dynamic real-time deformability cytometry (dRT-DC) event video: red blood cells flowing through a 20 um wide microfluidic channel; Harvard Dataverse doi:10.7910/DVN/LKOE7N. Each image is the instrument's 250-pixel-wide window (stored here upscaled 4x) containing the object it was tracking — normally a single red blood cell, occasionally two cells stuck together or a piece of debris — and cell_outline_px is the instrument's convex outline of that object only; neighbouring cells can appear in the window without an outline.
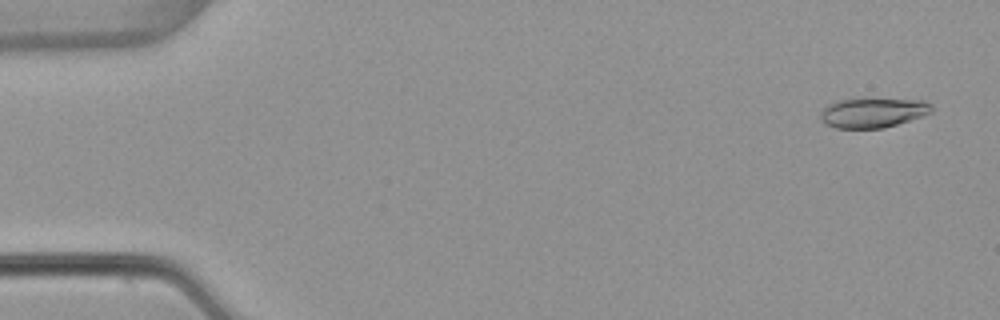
{"species": "common noctule bat (a hibernating species)", "species_latin": "Nyctalus noctula", "temperature_condition": "warm", "stored_images_in_passage": 54, "camera_frame_rate_fps": 3000, "um_per_image_px": 0.085, "animal": {"sex": "female", "body_mass_g": 22.7, "forearm_length_mm": 54.2}, "frame": {"image": 1, "passage_image": 3, "time_ms": 0.667, "image_size_px": [1000, 320], "cell_outline_px": [[932, 112], [924, 116], [884, 128], [836, 128], [824, 124], [820, 120], [820, 112], [828, 104], [840, 100], [924, 100], [932, 104]], "centroid_in_image_um": [74.2, 9.61], "position_along_channel_um": 10.8, "area_um2": 19.02}}
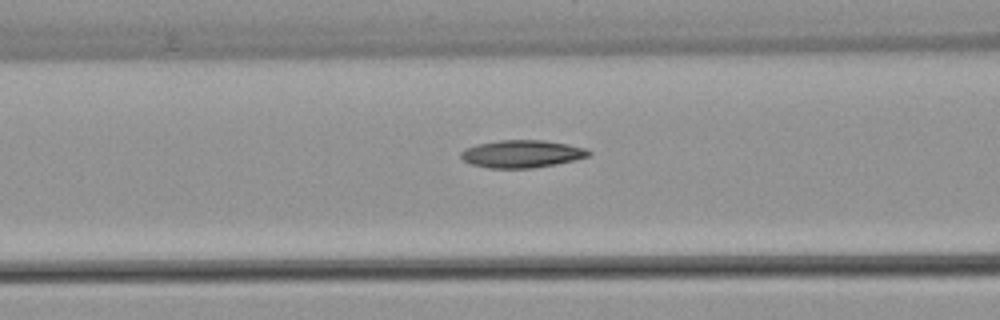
{"frame": {"image": 2, "passage_image": 22, "time_ms": 7.0, "image_size_px": [1000, 320], "cell_outline_px": [[592, 152], [588, 156], [576, 160], [556, 164], [532, 168], [488, 168], [472, 164], [464, 160], [460, 156], [460, 152], [464, 148], [476, 144], [500, 140], [544, 140], [568, 144], [588, 148]], "centroid_in_image_um": [44.37, 13.07], "position_along_channel_um": 122.2, "area_um2": 20.69}}
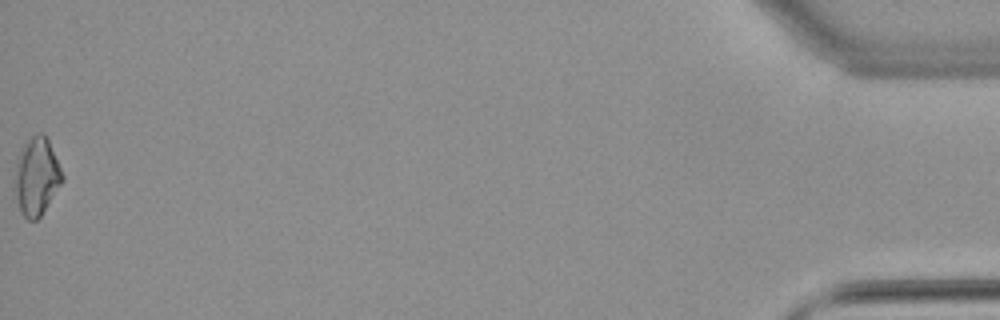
{"frame": {"image": 3, "passage_image": 54, "time_ms": 17.667, "image_size_px": [1000, 320], "cell_outline_px": [[64, 180], [40, 216], [36, 220], [28, 220], [20, 212], [12, 188], [12, 176], [16, 160], [20, 148], [32, 136], [40, 132], [44, 132], [48, 136], [64, 176]], "centroid_in_image_um": [3.07, 14.97], "position_along_channel_um": 432.1, "area_um2": 22.31}, "authors_computed_cell_mechanics": {"area_um2": 19.8832, "velocity_mm_per_s": 3.8526, "shape_relaxation_time_tau1_ms": null, "shape_relaxation_time_tau2_ms": 5.4842, "deformation_change_tau1": null, "deformation_change_tau2": 0.1402}}